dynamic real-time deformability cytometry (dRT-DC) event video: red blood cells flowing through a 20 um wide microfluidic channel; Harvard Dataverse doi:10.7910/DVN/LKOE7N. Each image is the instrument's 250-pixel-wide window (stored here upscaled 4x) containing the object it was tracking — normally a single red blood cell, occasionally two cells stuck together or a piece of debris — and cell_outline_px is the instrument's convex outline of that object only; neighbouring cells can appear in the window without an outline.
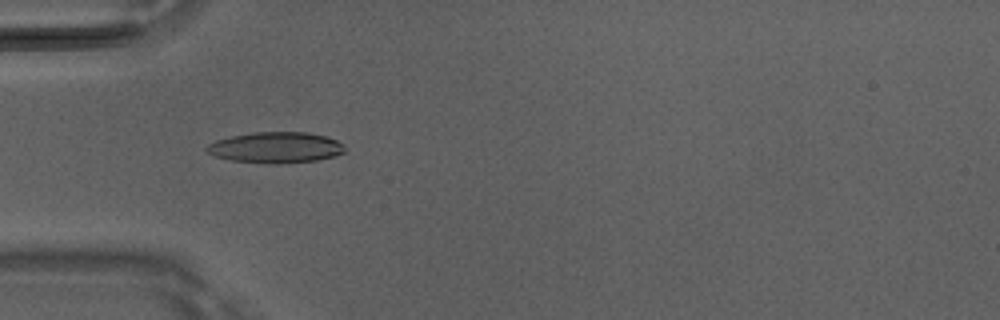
{"species": "Egyptian fruit bat (a non-hibernating species)", "species_latin": "Rousettus aegyptiacus", "temperature_condition": "room temperature", "stored_images_in_passage": 49, "camera_frame_rate_fps": 3000, "um_per_image_px": 0.085, "animal": {"sex": "male"}, "frame": {"image": 1, "passage_image": 15, "time_ms": 4.667, "image_size_px": [1000, 320], "cell_outline_px": [[344, 152], [336, 156], [316, 160], [276, 164], [268, 164], [232, 160], [216, 156], [208, 152], [204, 148], [208, 144], [216, 140], [232, 136], [252, 132], [308, 132], [324, 136], [336, 140], [344, 144]], "centroid_in_image_um": [23.44, 12.54], "position_along_channel_um": 61.6, "area_um2": 24.85}}
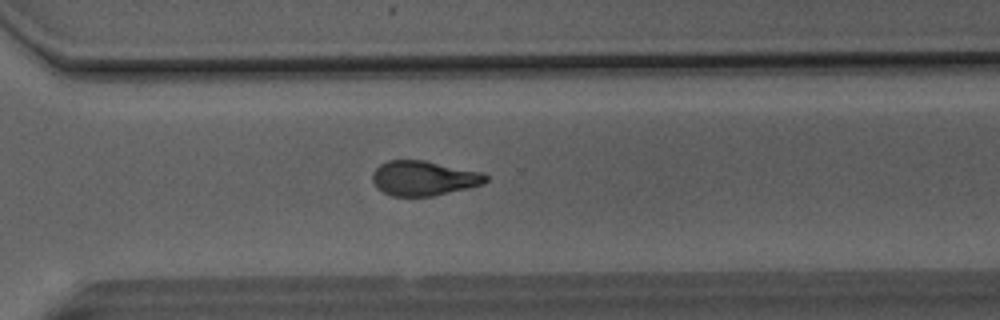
{"frame": {"image": 2, "passage_image": 35, "time_ms": 11.333, "image_size_px": [1000, 320], "cell_outline_px": [[488, 180], [484, 184], [468, 188], [432, 196], [392, 196], [376, 188], [372, 180], [372, 172], [380, 164], [388, 160], [424, 160], [480, 172], [488, 176]], "centroid_in_image_um": [35.99, 15.15], "position_along_channel_um": 334.6, "area_um2": 22.95}}
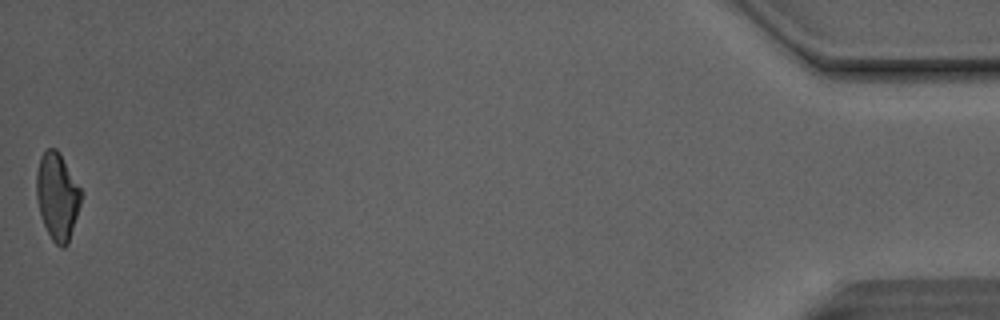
{"frame": {"image": 3, "passage_image": 49, "time_ms": 16.0, "image_size_px": [1000, 320], "cell_outline_px": [[80, 204], [68, 244], [64, 248], [60, 248], [52, 240], [40, 216], [36, 196], [36, 172], [40, 156], [48, 148], [56, 148], [60, 152], [80, 188]], "centroid_in_image_um": [4.84, 16.68], "position_along_channel_um": 430.4, "area_um2": 22.54}, "authors_computed_cell_mechanics": {"area_um2": 23.4668, "velocity_mm_per_s": 4.1399, "shape_relaxation_time_tau1_ms": 8.527, "shape_relaxation_time_tau2_ms": 2.2165, "deformation_change_tau1": 0.2244, "deformation_change_tau2": 0.0966}}